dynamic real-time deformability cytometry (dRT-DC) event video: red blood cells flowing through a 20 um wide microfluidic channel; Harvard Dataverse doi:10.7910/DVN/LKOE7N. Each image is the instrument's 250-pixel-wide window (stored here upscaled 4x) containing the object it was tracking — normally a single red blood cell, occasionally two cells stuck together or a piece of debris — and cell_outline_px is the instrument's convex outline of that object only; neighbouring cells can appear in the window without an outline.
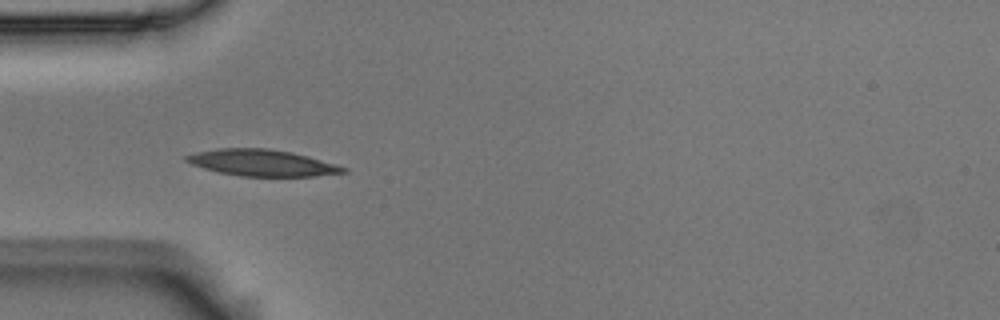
{"species": "Egyptian fruit bat (a non-hibernating species)", "species_latin": "Rousettus aegyptiacus", "temperature_condition": "room temperature", "stored_images_in_passage": 5, "camera_frame_rate_fps": 3000, "um_per_image_px": 0.085, "animal": {"sex": "male"}, "frame": {"image": 1, "passage_image": 4, "time_ms": 1.0, "image_size_px": [1000, 320], "cell_outline_px": [[348, 172], [312, 176], [240, 176], [216, 172], [192, 164], [184, 160], [184, 156], [196, 152], [216, 148], [268, 148], [292, 152], [308, 156], [336, 164], [348, 168]], "centroid_in_image_um": [22.26, 13.83], "position_along_channel_um": 62.7, "area_um2": 24.28}}
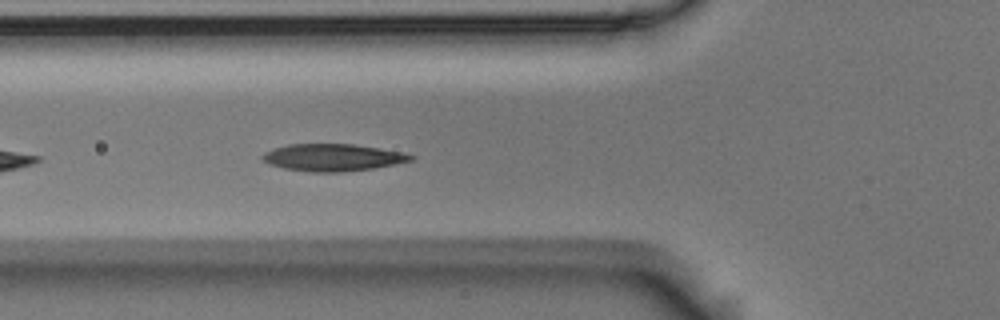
{"frame": {"image": 2, "passage_image": 5, "time_ms": 1.333, "image_size_px": [1000, 320], "cell_outline_px": [[416, 156], [412, 160], [372, 168], [340, 172], [312, 172], [284, 168], [268, 164], [260, 156], [264, 152], [288, 144], [352, 144], [380, 148], [404, 152]], "centroid_in_image_um": [28.27, 13.38], "position_along_channel_um": 97.5, "area_um2": 23.29}}